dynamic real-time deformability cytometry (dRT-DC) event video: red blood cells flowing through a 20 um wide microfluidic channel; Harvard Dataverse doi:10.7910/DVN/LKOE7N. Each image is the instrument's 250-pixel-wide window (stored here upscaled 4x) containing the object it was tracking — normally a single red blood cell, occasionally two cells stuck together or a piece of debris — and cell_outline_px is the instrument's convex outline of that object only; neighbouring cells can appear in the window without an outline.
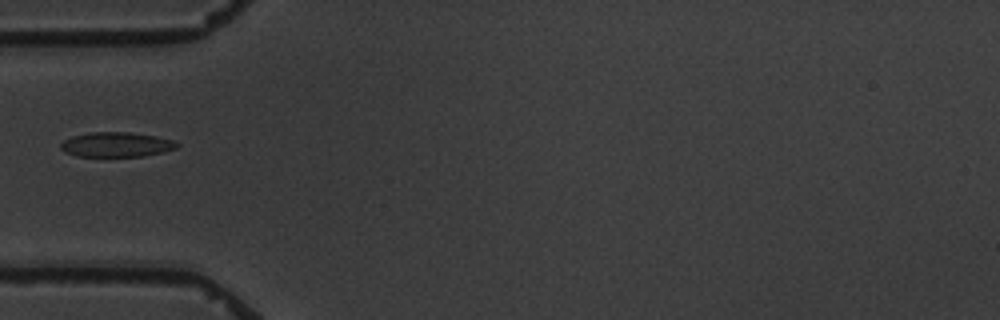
{"species": "common noctule bat (a hibernating species)", "species_latin": "Nyctalus noctula", "temperature_condition": "warm", "stored_images_in_passage": 6, "camera_frame_rate_fps": 3000, "um_per_image_px": 0.085, "animal": {"sex": "male", "body_mass_g": 19.5, "forearm_length_mm": 54.6}, "frame": {"image": 1, "passage_image": 6, "time_ms": 5.667, "image_size_px": [1000, 320], "cell_outline_px": [[180, 144], [176, 148], [164, 152], [144, 156], [76, 156], [64, 152], [60, 148], [60, 144], [64, 140], [72, 136], [92, 132], [128, 132], [156, 136], [172, 140]], "centroid_in_image_um": [9.88, 12.29], "position_along_channel_um": 75.1, "area_um2": 16.76}}